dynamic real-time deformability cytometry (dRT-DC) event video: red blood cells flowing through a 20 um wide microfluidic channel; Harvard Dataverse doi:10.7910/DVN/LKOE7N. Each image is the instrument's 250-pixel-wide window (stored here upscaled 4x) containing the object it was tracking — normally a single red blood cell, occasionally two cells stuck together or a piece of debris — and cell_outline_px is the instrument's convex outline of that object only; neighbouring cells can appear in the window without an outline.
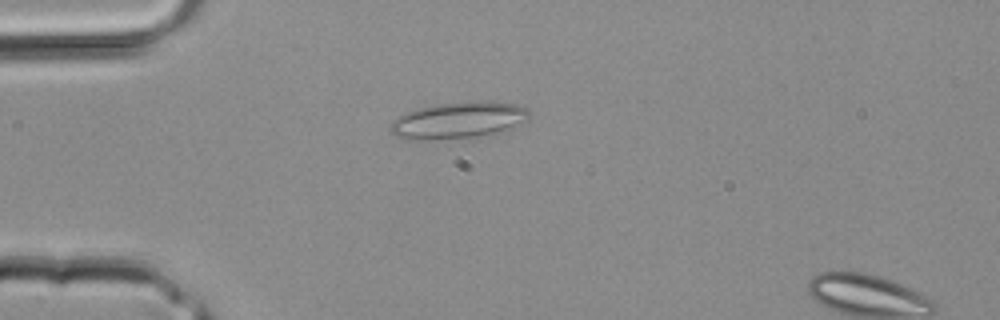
{"species": "common noctule bat (a hibernating species)", "species_latin": "Nyctalus noctula", "temperature_condition": "room temperature", "stored_images_in_passage": 2, "segment_of_instrument_passage": [1, 2], "camera_frame_rate_fps": 3000, "um_per_image_px": 0.085, "animal": {"sex": "male", "body_mass_g": 20.4}, "frame": {"image": 1, "passage_image": 1, "time_ms": 0.0, "image_size_px": [1000, 320], "cell_outline_px": [[528, 120], [504, 132], [472, 136], [420, 140], [404, 140], [396, 136], [392, 132], [392, 120], [404, 112], [416, 108], [436, 104], [476, 100], [516, 104], [528, 108]], "centroid_in_image_um": [38.96, 10.2], "position_along_channel_um": 46.0, "area_um2": 29.65}}